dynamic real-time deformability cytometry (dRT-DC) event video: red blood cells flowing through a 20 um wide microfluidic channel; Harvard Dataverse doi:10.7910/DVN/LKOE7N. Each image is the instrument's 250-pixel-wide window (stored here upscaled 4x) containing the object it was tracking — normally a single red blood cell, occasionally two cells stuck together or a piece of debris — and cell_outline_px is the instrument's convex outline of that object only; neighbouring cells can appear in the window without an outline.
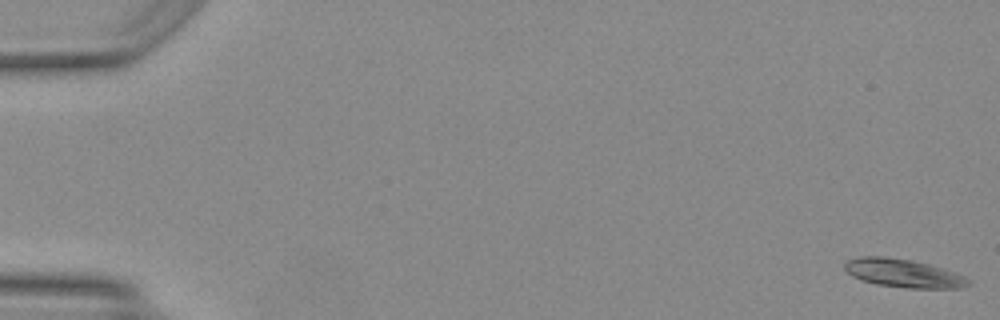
{"species": "Egyptian fruit bat (a non-hibernating species)", "species_latin": "Rousettus aegyptiacus", "temperature_condition": "warm", "stored_images_in_passage": 30, "camera_frame_rate_fps": 3000, "um_per_image_px": 0.085, "animal": {"sex": "female"}, "frame": {"image": 1, "passage_image": 1, "time_ms": 0.0, "image_size_px": [1000, 320], "cell_outline_px": [[972, 284], [960, 288], [908, 288], [876, 284], [852, 276], [844, 268], [844, 260], [860, 256], [884, 256], [912, 260], [944, 268], [956, 272], [972, 280]], "centroid_in_image_um": [76.81, 23.21], "position_along_channel_um": 8.2, "area_um2": 20.63}}
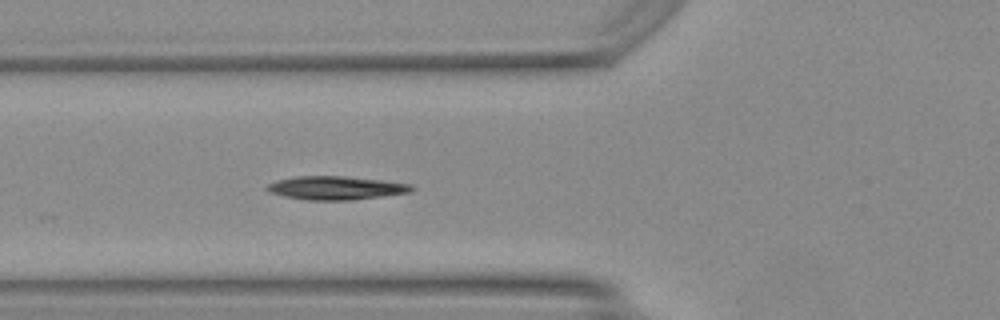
{"frame": {"image": 2, "passage_image": 19, "time_ms": 6.0, "image_size_px": [1000, 320], "cell_outline_px": [[416, 188], [412, 192], [352, 200], [308, 200], [284, 196], [272, 192], [264, 188], [268, 184], [280, 180], [296, 176], [344, 176], [380, 180], [412, 184]], "centroid_in_image_um": [28.61, 15.97], "position_along_channel_um": 97.2, "area_um2": 19.65}}
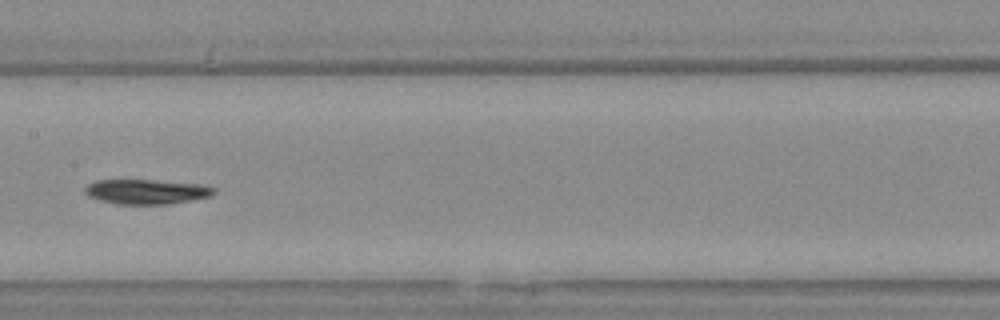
{"frame": {"image": 3, "passage_image": 26, "time_ms": 8.333, "image_size_px": [1000, 320], "cell_outline_px": [[216, 192], [212, 196], [192, 200], [168, 204], [120, 204], [100, 200], [88, 196], [84, 192], [84, 188], [88, 184], [96, 180], [152, 180], [200, 184], [216, 188]], "centroid_in_image_um": [12.47, 16.29], "position_along_channel_um": 194.9, "area_um2": 18.61}}